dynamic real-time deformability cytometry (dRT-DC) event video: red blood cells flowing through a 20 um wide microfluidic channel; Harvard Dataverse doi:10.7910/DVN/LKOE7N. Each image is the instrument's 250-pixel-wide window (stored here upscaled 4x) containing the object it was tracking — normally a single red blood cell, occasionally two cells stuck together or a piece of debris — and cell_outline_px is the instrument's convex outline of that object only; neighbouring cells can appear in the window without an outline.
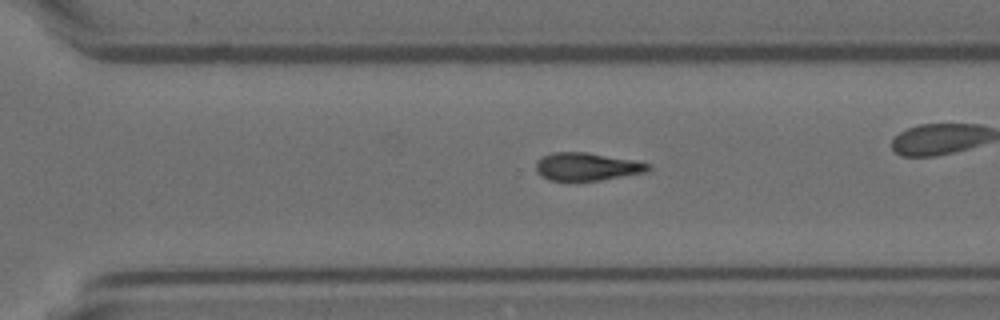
{"species": "Egyptian fruit bat (a non-hibernating species)", "species_latin": "Rousettus aegyptiacus", "temperature_condition": "room temperature", "stored_images_in_passage": 39, "camera_frame_rate_fps": 3000, "um_per_image_px": 0.085, "animal": {"sex": "female"}, "frame": {"image": 1, "passage_image": 23, "time_ms": 7.333, "image_size_px": [1000, 320], "cell_outline_px": [[652, 168], [648, 172], [600, 180], [548, 180], [540, 176], [536, 172], [536, 160], [552, 152], [588, 152], [636, 160], [648, 164]], "centroid_in_image_um": [49.89, 14.16], "position_along_channel_um": 320.7, "area_um2": 18.38}}
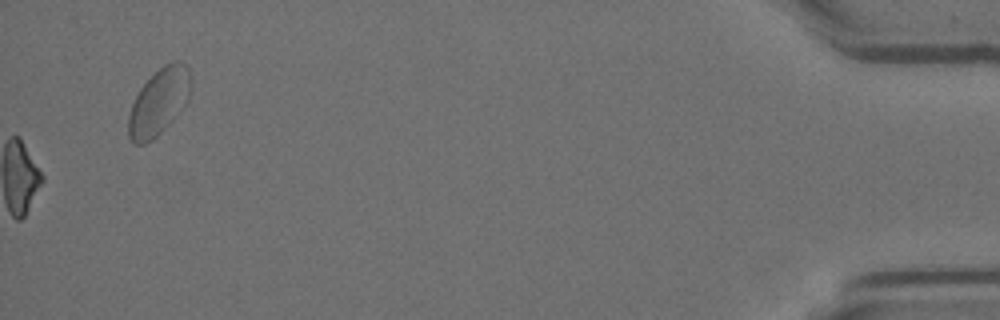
{"frame": {"image": 2, "passage_image": 39, "time_ms": 12.667, "image_size_px": [1000, 320], "cell_outline_px": [[192, 80], [188, 100], [172, 120], [152, 140], [144, 144], [132, 144], [128, 136], [128, 116], [132, 104], [140, 88], [164, 64], [172, 60], [180, 60], [188, 68]], "centroid_in_image_um": [13.5, 8.65], "position_along_channel_um": 421.7, "area_um2": 24.04}}